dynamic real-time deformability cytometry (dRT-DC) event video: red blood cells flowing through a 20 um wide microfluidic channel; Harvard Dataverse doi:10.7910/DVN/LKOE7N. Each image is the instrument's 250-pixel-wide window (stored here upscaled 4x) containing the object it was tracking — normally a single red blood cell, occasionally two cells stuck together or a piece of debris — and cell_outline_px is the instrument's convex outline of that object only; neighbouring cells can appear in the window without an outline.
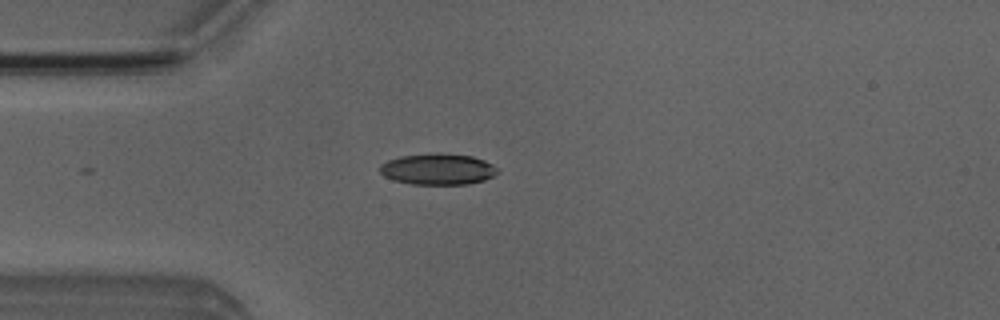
{"species": "Egyptian fruit bat (a non-hibernating species)", "species_latin": "Rousettus aegyptiacus", "temperature_condition": "room temperature", "stored_images_in_passage": 3, "camera_frame_rate_fps": 3000, "um_per_image_px": 0.085, "animal": {"sex": "male"}, "frame": {"image": 1, "passage_image": 3, "time_ms": 2.333, "image_size_px": [1000, 320], "cell_outline_px": [[500, 172], [484, 180], [468, 184], [412, 184], [392, 180], [384, 176], [380, 172], [380, 164], [388, 160], [400, 156], [440, 152], [472, 156], [484, 160], [500, 168]], "centroid_in_image_um": [37.23, 14.37], "position_along_channel_um": 47.8, "area_um2": 21.62}}